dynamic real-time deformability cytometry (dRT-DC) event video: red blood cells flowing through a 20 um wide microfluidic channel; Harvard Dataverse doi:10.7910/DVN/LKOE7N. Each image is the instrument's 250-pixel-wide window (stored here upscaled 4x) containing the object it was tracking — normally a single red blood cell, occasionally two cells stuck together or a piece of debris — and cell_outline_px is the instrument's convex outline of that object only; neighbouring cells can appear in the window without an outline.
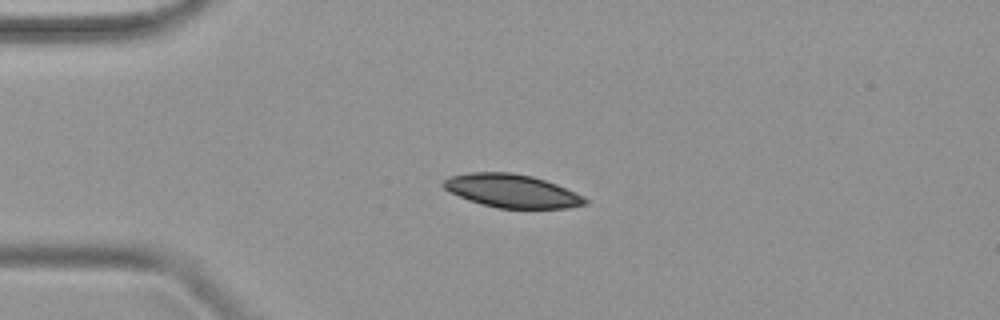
{"species": "common noctule bat (a hibernating species)", "species_latin": "Nyctalus noctula", "temperature_condition": "warm", "stored_images_in_passage": 5, "camera_frame_rate_fps": 3000, "um_per_image_px": 0.085, "animal": {"sex": "female", "body_mass_g": 19.9}, "frame": {"image": 1, "passage_image": 3, "time_ms": 0.667, "image_size_px": [1000, 320], "cell_outline_px": [[588, 204], [568, 208], [500, 208], [468, 200], [448, 192], [440, 184], [448, 176], [468, 172], [512, 172], [532, 176], [556, 184], [584, 196], [588, 200]], "centroid_in_image_um": [43.48, 16.22], "position_along_channel_um": 41.5, "area_um2": 27.57}}
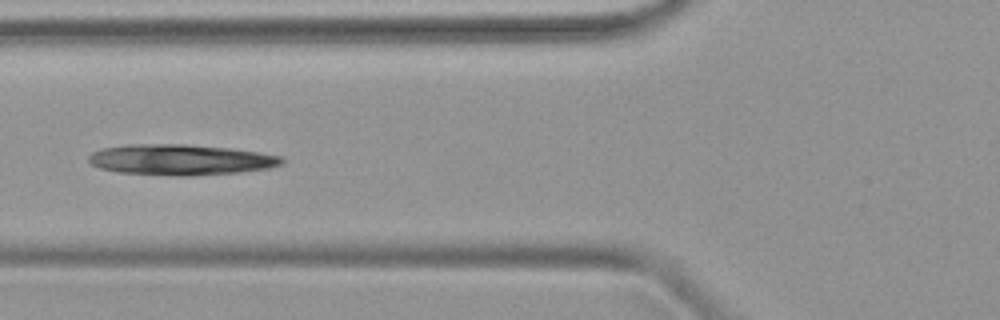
{"frame": {"image": 2, "passage_image": 5, "time_ms": 1.333, "image_size_px": [1000, 320], "cell_outline_px": [[284, 164], [268, 168], [240, 172], [188, 176], [176, 176], [116, 172], [100, 168], [92, 164], [88, 160], [88, 156], [92, 152], [100, 148], [124, 144], [188, 144], [228, 148], [260, 152], [284, 156]], "centroid_in_image_um": [15.34, 13.57], "position_along_channel_um": 110.5, "area_um2": 34.97}}